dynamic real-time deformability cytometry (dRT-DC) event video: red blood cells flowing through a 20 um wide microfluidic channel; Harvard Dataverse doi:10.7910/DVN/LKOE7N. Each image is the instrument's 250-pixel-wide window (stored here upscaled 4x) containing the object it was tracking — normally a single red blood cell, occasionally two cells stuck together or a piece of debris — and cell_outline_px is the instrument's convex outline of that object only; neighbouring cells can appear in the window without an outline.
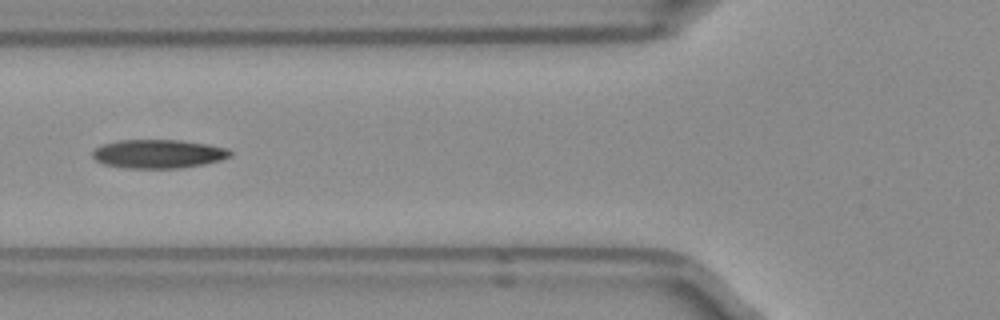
{"species": "Egyptian fruit bat (a non-hibernating species)", "species_latin": "Rousettus aegyptiacus", "temperature_condition": "room temperature", "stored_images_in_passage": 33, "camera_frame_rate_fps": 3000, "um_per_image_px": 0.085, "frame": {"image": 1, "passage_image": 4, "time_ms": 1.0, "image_size_px": [1000, 320], "cell_outline_px": [[232, 156], [220, 160], [204, 164], [176, 168], [124, 168], [104, 164], [96, 160], [92, 156], [92, 152], [96, 148], [104, 144], [120, 140], [180, 140], [208, 144], [224, 148], [232, 152]], "centroid_in_image_um": [13.45, 13.08], "position_along_channel_um": 112.3, "area_um2": 22.89}}
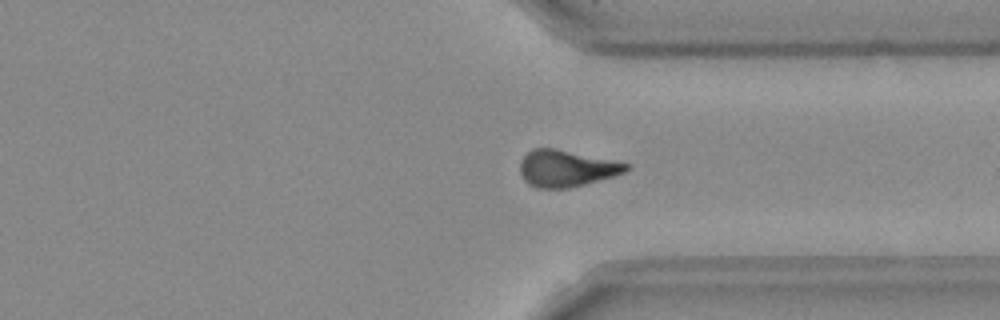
{"frame": {"image": 2, "passage_image": 23, "time_ms": 7.333, "image_size_px": [1000, 320], "cell_outline_px": [[632, 168], [624, 172], [612, 176], [584, 184], [568, 188], [536, 188], [528, 184], [524, 180], [520, 172], [520, 160], [532, 148], [556, 148], [628, 164]], "centroid_in_image_um": [48.09, 14.31], "position_along_channel_um": 363.3, "area_um2": 22.43}}
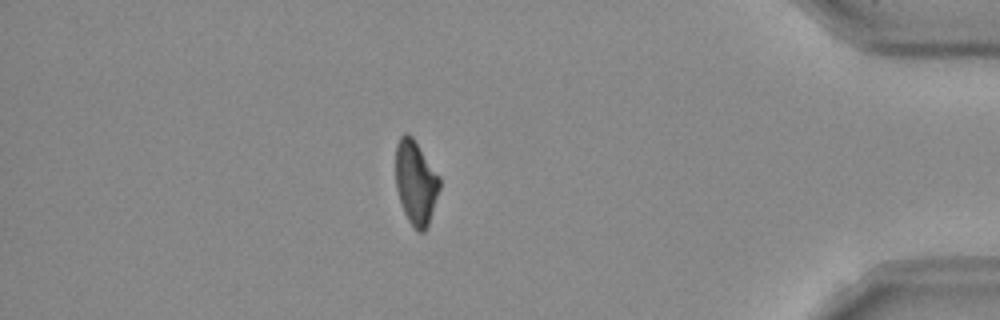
{"frame": {"image": 3, "passage_image": 29, "time_ms": 9.333, "image_size_px": [1000, 320], "cell_outline_px": [[440, 188], [428, 224], [424, 232], [416, 232], [408, 220], [404, 212], [396, 188], [396, 144], [400, 136], [404, 132], [408, 132], [412, 136], [440, 176]], "centroid_in_image_um": [35.34, 15.49], "position_along_channel_um": 399.9, "area_um2": 21.56}}